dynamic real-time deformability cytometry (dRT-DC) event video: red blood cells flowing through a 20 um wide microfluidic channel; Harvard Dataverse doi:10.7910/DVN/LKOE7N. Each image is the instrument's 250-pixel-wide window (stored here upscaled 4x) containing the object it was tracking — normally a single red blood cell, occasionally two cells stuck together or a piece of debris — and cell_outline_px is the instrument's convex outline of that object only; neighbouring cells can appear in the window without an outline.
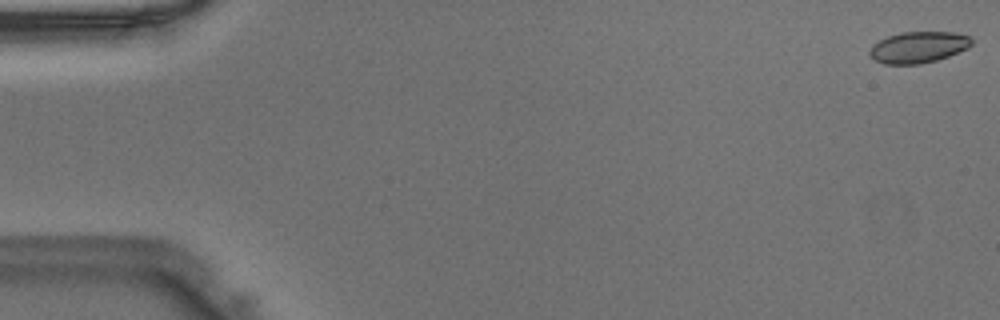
{"species": "Egyptian fruit bat (a non-hibernating species)", "species_latin": "Rousettus aegyptiacus", "temperature_condition": "warm", "stored_images_in_passage": 21, "camera_frame_rate_fps": 3000, "um_per_image_px": 0.085, "animal": {"sex": "male"}, "frame": {"image": 1, "passage_image": 1, "time_ms": 0.0, "image_size_px": [1000, 320], "cell_outline_px": [[972, 44], [968, 48], [948, 56], [936, 60], [920, 64], [884, 64], [868, 56], [868, 52], [872, 44], [888, 36], [900, 32], [956, 32], [972, 36]], "centroid_in_image_um": [78.06, 4.01], "position_along_channel_um": 6.9, "area_um2": 18.79}}
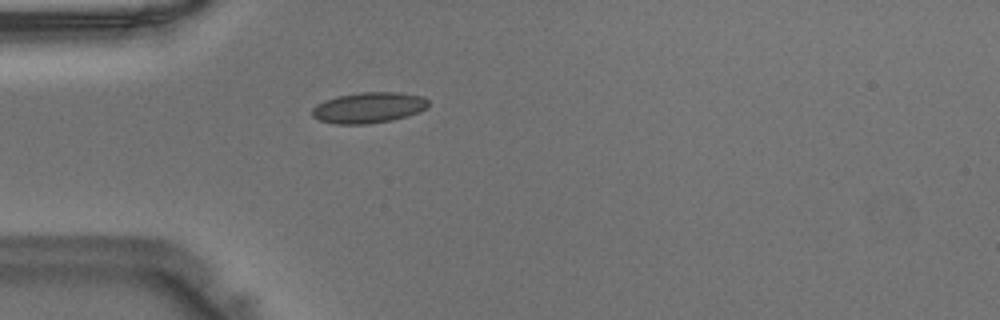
{"frame": {"image": 2, "passage_image": 14, "time_ms": 4.333, "image_size_px": [1000, 320], "cell_outline_px": [[428, 108], [420, 112], [408, 116], [392, 120], [368, 124], [332, 124], [320, 120], [312, 116], [312, 108], [316, 104], [324, 100], [336, 96], [360, 92], [400, 92], [424, 96], [428, 100]], "centroid_in_image_um": [31.35, 9.15], "position_along_channel_um": 53.7, "area_um2": 21.21}}
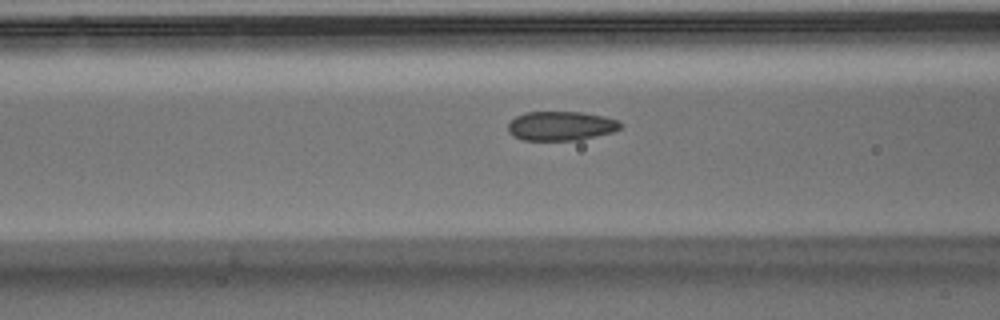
{"frame": {"image": 3, "passage_image": 19, "time_ms": 6.0, "image_size_px": [1000, 320], "cell_outline_px": [[624, 124], [620, 128], [612, 132], [580, 140], [524, 140], [512, 136], [508, 132], [508, 124], [516, 116], [524, 112], [580, 112], [604, 116], [620, 120]], "centroid_in_image_um": [47.69, 10.7], "position_along_channel_um": 118.9, "area_um2": 19.31}}